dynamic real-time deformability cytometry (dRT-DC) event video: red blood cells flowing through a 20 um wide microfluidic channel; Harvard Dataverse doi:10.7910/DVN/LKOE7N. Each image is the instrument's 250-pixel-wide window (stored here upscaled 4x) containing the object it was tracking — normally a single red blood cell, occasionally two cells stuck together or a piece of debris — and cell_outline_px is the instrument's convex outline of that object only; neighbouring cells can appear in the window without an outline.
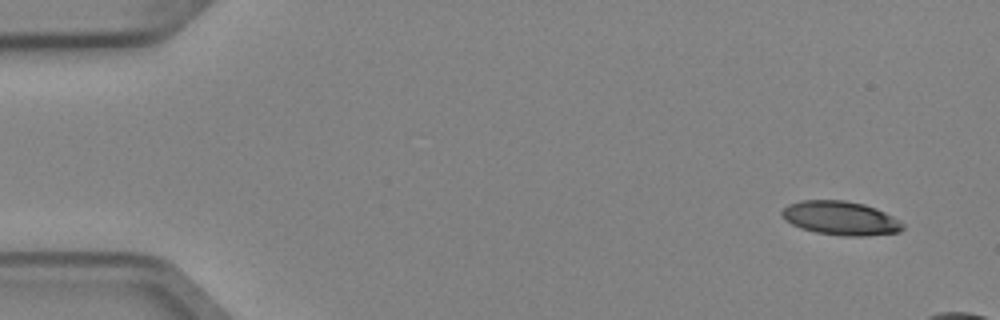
{"species": "Egyptian fruit bat (a non-hibernating species)", "species_latin": "Rousettus aegyptiacus", "temperature_condition": "cold", "stored_images_in_passage": 4, "camera_frame_rate_fps": 3000, "um_per_image_px": 0.085, "animal": {"sex": "female"}, "frame": {"image": 1, "passage_image": 1, "time_ms": 0.0, "image_size_px": [1000, 320], "cell_outline_px": [[904, 228], [900, 232], [864, 236], [844, 236], [816, 232], [800, 228], [784, 220], [780, 216], [780, 212], [788, 204], [800, 200], [844, 200], [864, 204], [876, 208], [892, 216], [904, 224]], "centroid_in_image_um": [71.42, 18.54], "position_along_channel_um": 13.6, "area_um2": 23.99}}